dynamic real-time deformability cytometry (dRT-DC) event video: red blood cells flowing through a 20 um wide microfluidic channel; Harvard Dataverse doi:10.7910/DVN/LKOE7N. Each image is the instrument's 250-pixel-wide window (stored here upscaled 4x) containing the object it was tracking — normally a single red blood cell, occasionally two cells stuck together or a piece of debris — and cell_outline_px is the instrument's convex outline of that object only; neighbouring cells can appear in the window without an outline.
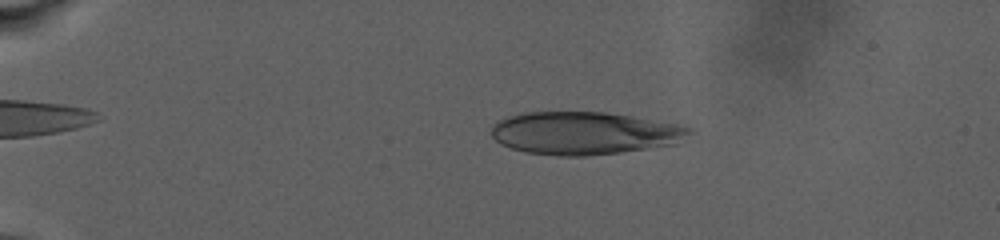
{"species": "human", "species_latin": "Homo sapiens", "temperature_condition": "warm", "stored_images_in_passage": 65, "camera_frame_rate_fps": 3000, "um_per_image_px": 0.085, "donor": {"sex": "male"}, "frame": {"image": 1, "passage_image": 11, "time_ms": 5.0, "image_size_px": [1000, 240], "cell_outline_px": [[692, 132], [676, 144], [620, 152], [584, 156], [560, 156], [524, 152], [500, 144], [492, 136], [492, 124], [508, 116], [524, 112], [604, 112], [632, 116], [676, 124], [692, 128]], "centroid_in_image_um": [49.65, 11.31], "position_along_channel_um": 35.4, "area_um2": 49.19}}
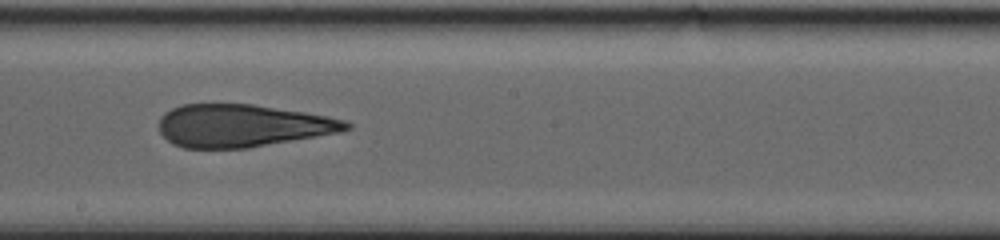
{"frame": {"image": 2, "passage_image": 38, "time_ms": 16.0, "image_size_px": [1000, 240], "cell_outline_px": [[352, 128], [340, 132], [248, 148], [184, 148], [172, 144], [160, 132], [160, 116], [164, 112], [172, 108], [184, 104], [252, 104], [304, 112], [328, 116], [344, 120], [352, 124]], "centroid_in_image_um": [20.59, 10.68], "position_along_channel_um": 227.6, "area_um2": 46.41}}
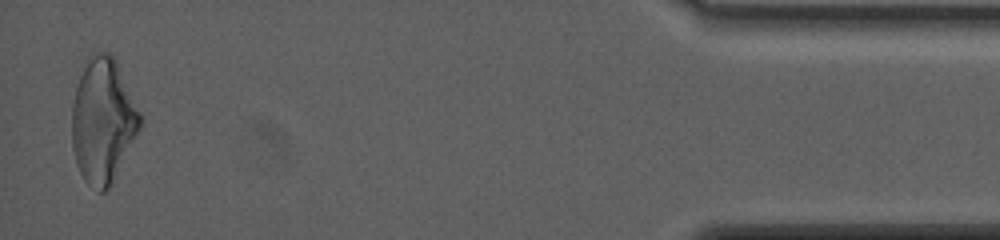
{"frame": {"image": 3, "passage_image": 64, "time_ms": 26.667, "image_size_px": [1000, 240], "cell_outline_px": [[144, 120], [112, 184], [104, 192], [100, 192], [88, 184], [84, 180], [76, 164], [72, 148], [72, 104], [76, 88], [80, 76], [88, 56], [92, 52], [108, 52], [116, 60]], "centroid_in_image_um": [8.75, 10.26], "position_along_channel_um": 426.5, "area_um2": 49.59}, "authors_computed_cell_mechanics": {"area_um2": 48.7254, "velocity_mm_per_s": 2.4999, "shape_relaxation_time_tau1_ms": null, "shape_relaxation_time_tau2_ms": 3.0961, "deformation_change_tau1": null, "deformation_change_tau2": 0.1166}}